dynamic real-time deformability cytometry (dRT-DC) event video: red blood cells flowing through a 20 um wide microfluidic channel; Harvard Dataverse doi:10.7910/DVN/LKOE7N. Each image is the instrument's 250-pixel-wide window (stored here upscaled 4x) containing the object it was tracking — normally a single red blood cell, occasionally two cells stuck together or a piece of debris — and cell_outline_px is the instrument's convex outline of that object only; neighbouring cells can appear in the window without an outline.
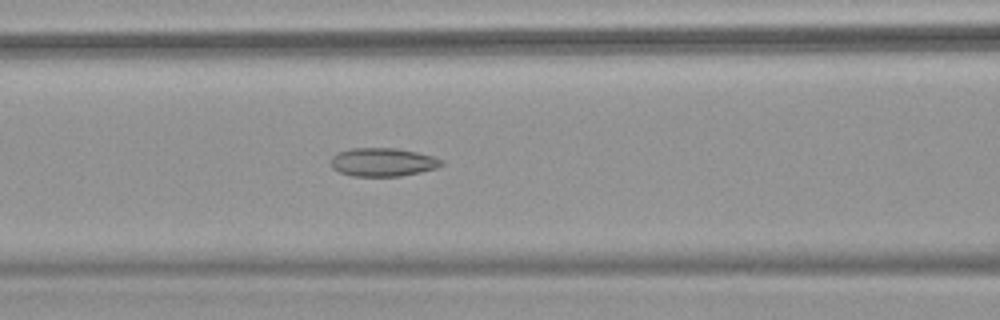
{"species": "common noctule bat (a hibernating species)", "species_latin": "Nyctalus noctula", "temperature_condition": "warm", "stored_images_in_passage": 54, "camera_frame_rate_fps": 3000, "um_per_image_px": 0.085, "animal": {"sex": "female", "body_mass_g": 18.4}, "frame": {"image": 1, "passage_image": 24, "time_ms": 7.667, "image_size_px": [1000, 320], "cell_outline_px": [[444, 164], [436, 168], [420, 172], [400, 176], [352, 176], [340, 172], [332, 168], [332, 156], [340, 152], [352, 148], [396, 148], [416, 152], [432, 156], [444, 160]], "centroid_in_image_um": [32.56, 13.78], "position_along_channel_um": 134.0, "area_um2": 18.21}}
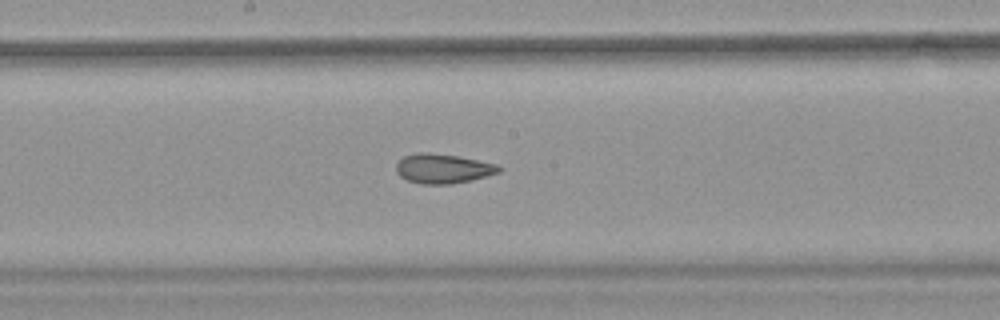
{"frame": {"image": 2, "passage_image": 30, "time_ms": 9.667, "image_size_px": [1000, 320], "cell_outline_px": [[504, 168], [500, 172], [472, 180], [452, 184], [420, 184], [408, 180], [400, 176], [396, 172], [396, 164], [404, 156], [420, 152], [424, 152], [456, 156], [496, 164]], "centroid_in_image_um": [37.65, 14.34], "position_along_channel_um": 210.5, "area_um2": 17.57}}
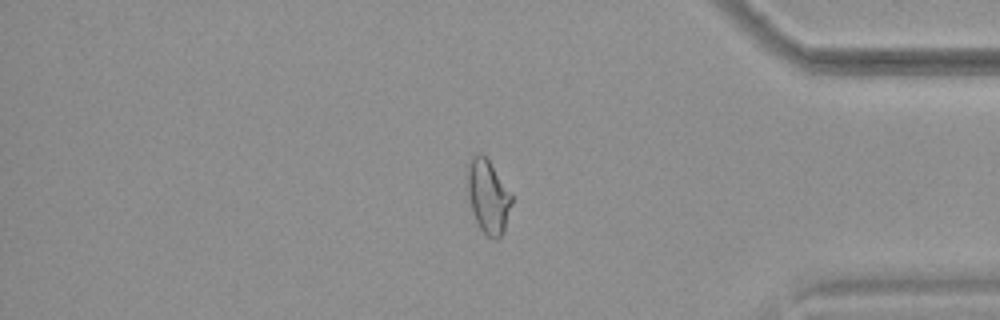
{"frame": {"image": 3, "passage_image": 46, "time_ms": 15.0, "image_size_px": [1000, 320], "cell_outline_px": [[512, 200], [504, 232], [496, 240], [492, 240], [480, 228], [472, 212], [468, 196], [468, 168], [472, 156], [480, 152], [488, 160], [512, 196]], "centroid_in_image_um": [41.48, 16.74], "position_along_channel_um": 393.7, "area_um2": 18.5}, "authors_computed_cell_mechanics": {"area_um2": 19.652, "velocity_mm_per_s": 3.8367, "shape_relaxation_time_tau1_ms": null, "shape_relaxation_time_tau2_ms": 2.2616, "deformation_change_tau1": null, "deformation_change_tau2": 0.0894}}